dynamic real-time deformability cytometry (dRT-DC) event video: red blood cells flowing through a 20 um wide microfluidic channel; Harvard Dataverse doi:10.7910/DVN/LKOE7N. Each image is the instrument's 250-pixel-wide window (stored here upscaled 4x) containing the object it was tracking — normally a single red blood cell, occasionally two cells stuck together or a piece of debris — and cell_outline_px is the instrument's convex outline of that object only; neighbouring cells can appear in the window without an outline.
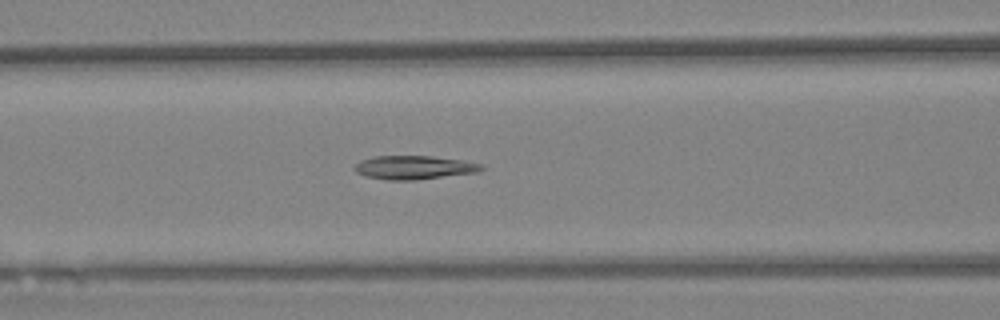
{"species": "Egyptian fruit bat (a non-hibernating species)", "species_latin": "Rousettus aegyptiacus", "temperature_condition": "warm", "stored_images_in_passage": 43, "camera_frame_rate_fps": 3000, "um_per_image_px": 0.085, "animal": {"sex": "female"}, "frame": {"image": 1, "passage_image": 8, "time_ms": 2.333, "image_size_px": [1000, 320], "cell_outline_px": [[484, 168], [476, 172], [416, 180], [388, 180], [364, 176], [356, 172], [352, 168], [352, 164], [360, 160], [372, 156], [432, 156], [464, 160], [484, 164]], "centroid_in_image_um": [35.14, 14.23], "position_along_channel_um": 131.5, "area_um2": 17.74}}
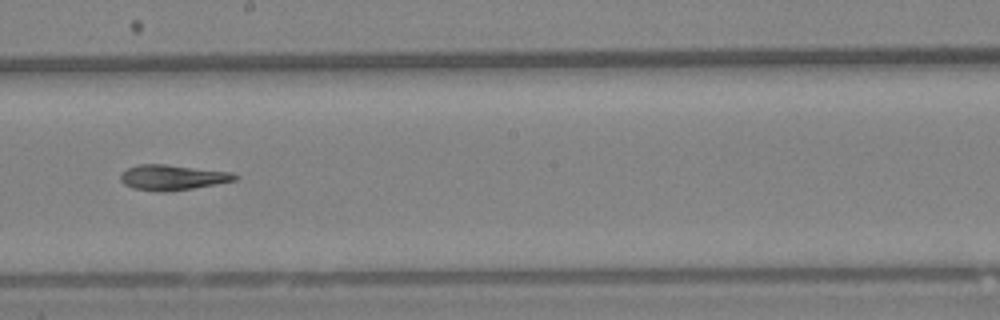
{"frame": {"image": 2, "passage_image": 17, "time_ms": 5.333, "image_size_px": [1000, 320], "cell_outline_px": [[240, 176], [236, 180], [216, 184], [168, 192], [156, 192], [132, 188], [124, 184], [120, 180], [120, 176], [128, 168], [140, 164], [164, 164], [232, 172]], "centroid_in_image_um": [14.67, 15.09], "position_along_channel_um": 233.5, "area_um2": 16.88}}
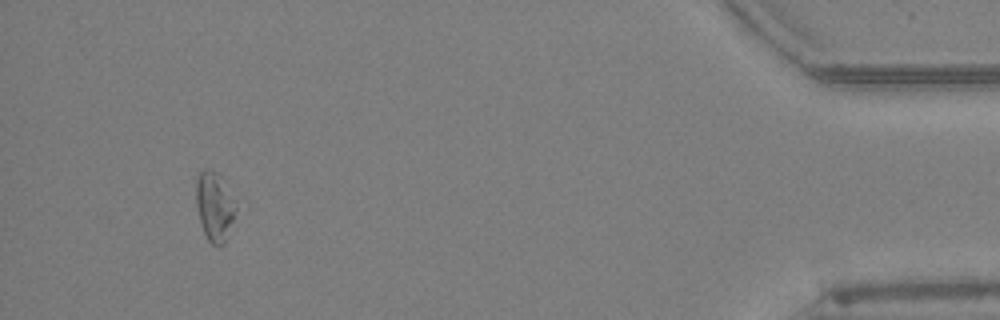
{"frame": {"image": 3, "passage_image": 39, "time_ms": 12.667, "image_size_px": [1000, 320], "cell_outline_px": [[236, 208], [228, 236], [224, 244], [212, 244], [208, 240], [204, 232], [200, 220], [196, 204], [196, 180], [200, 172], [204, 168], [208, 168], [216, 172], [220, 176]], "centroid_in_image_um": [18.2, 17.54], "position_along_channel_um": 417.0, "area_um2": 15.49}, "authors_computed_cell_mechanics": {"area_um2": 16.8776, "velocity_mm_per_s": 3.4239, "shape_relaxation_time_tau1_ms": null, "shape_relaxation_time_tau2_ms": 7.8461, "deformation_change_tau1": null, "deformation_change_tau2": 0.168}}